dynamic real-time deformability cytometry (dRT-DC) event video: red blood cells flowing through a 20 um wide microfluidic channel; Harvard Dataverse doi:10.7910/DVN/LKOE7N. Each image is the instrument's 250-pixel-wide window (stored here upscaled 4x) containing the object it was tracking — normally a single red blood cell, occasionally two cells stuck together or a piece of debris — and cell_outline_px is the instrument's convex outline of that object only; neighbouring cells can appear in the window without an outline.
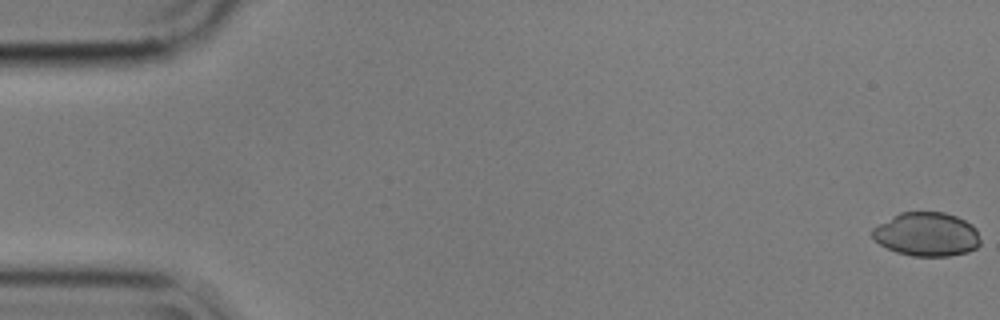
{"species": "common noctule bat (a hibernating species)", "species_latin": "Nyctalus noctula", "temperature_condition": "cold", "stored_images_in_passage": 21, "camera_frame_rate_fps": 3000, "um_per_image_px": 0.085, "animal": {"sex": "male", "body_mass_g": 17.9}, "frame": {"image": 1, "passage_image": 1, "time_ms": 0.0, "image_size_px": [1000, 320], "cell_outline_px": [[980, 244], [976, 248], [968, 252], [948, 256], [912, 256], [896, 252], [880, 244], [872, 236], [872, 228], [892, 216], [900, 212], [944, 212], [956, 216], [972, 224], [976, 228], [980, 240]], "centroid_in_image_um": [78.78, 19.91], "position_along_channel_um": 6.2, "area_um2": 27.63}}
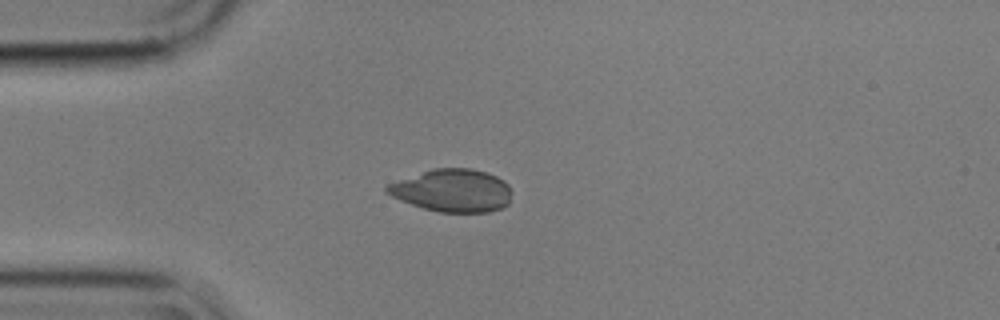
{"frame": {"image": 2, "passage_image": 15, "time_ms": 4.667, "image_size_px": [1000, 320], "cell_outline_px": [[512, 192], [508, 204], [504, 208], [488, 212], [440, 212], [424, 208], [400, 200], [384, 192], [384, 188], [388, 184], [432, 168], [472, 168], [488, 172], [504, 180], [508, 184]], "centroid_in_image_um": [38.49, 16.19], "position_along_channel_um": 46.5, "area_um2": 31.21}}
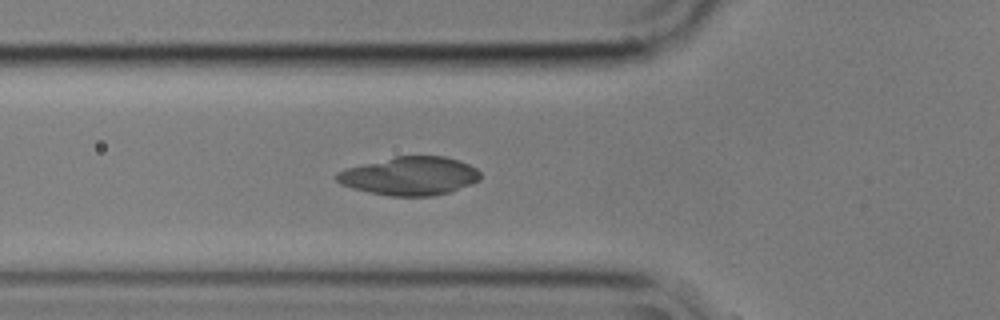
{"frame": {"image": 3, "passage_image": 20, "time_ms": 6.333, "image_size_px": [1000, 320], "cell_outline_px": [[480, 180], [472, 184], [448, 192], [432, 196], [392, 196], [368, 192], [352, 188], [340, 184], [332, 176], [336, 172], [348, 168], [396, 156], [444, 156], [460, 160], [476, 168], [480, 172]], "centroid_in_image_um": [34.83, 14.96], "position_along_channel_um": 91.0, "area_um2": 32.14}}